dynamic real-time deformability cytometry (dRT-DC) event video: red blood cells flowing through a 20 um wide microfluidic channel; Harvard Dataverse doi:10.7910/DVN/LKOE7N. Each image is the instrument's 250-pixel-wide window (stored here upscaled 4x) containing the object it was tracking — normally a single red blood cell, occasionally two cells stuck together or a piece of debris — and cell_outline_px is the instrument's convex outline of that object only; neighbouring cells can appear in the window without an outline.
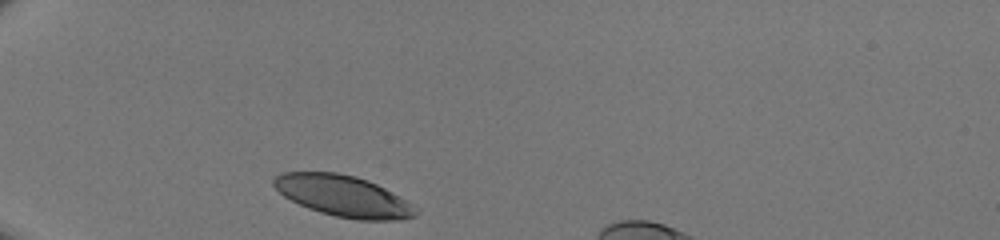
{"species": "human", "species_latin": "Homo sapiens", "temperature_condition": "room temperature", "stored_images_in_passage": 28, "camera_frame_rate_fps": 3000, "um_per_image_px": 0.085, "donor": {"sex": "male"}, "frame": {"image": 1, "passage_image": 1, "time_ms": 0.0, "image_size_px": [1000, 240], "cell_outline_px": [[420, 212], [416, 216], [400, 220], [356, 220], [336, 216], [320, 212], [308, 208], [284, 196], [272, 184], [272, 180], [280, 172], [336, 172], [356, 176], [368, 180], [400, 196], [412, 204]], "centroid_in_image_um": [29.2, 16.66], "position_along_channel_um": 55.8, "area_um2": 34.1}}
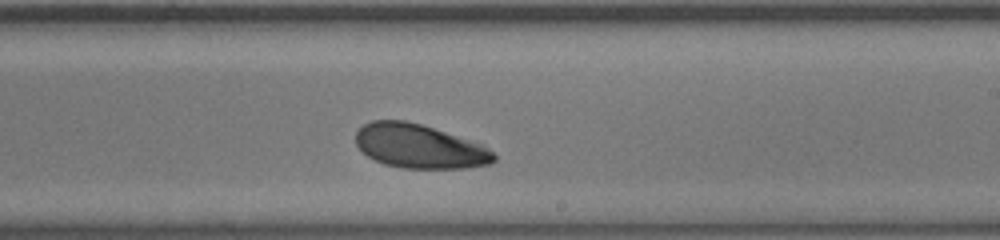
{"frame": {"image": 2, "passage_image": 17, "time_ms": 5.333, "image_size_px": [1000, 240], "cell_outline_px": [[496, 160], [492, 164], [464, 168], [400, 168], [384, 164], [368, 156], [356, 144], [356, 132], [364, 124], [372, 120], [404, 120], [420, 124], [484, 144], [496, 156]], "centroid_in_image_um": [35.67, 12.44], "position_along_channel_um": 253.3, "area_um2": 35.37}}
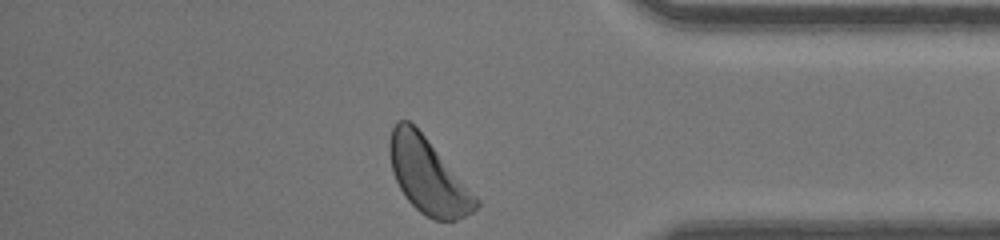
{"frame": {"image": 3, "passage_image": 28, "time_ms": 9.0, "image_size_px": [1000, 240], "cell_outline_px": [[480, 204], [472, 212], [456, 220], [432, 220], [420, 212], [404, 196], [392, 172], [388, 152], [388, 144], [392, 128], [396, 120], [408, 120], [424, 136], [480, 200]], "centroid_in_image_um": [36.34, 14.96], "position_along_channel_um": 398.9, "area_um2": 37.4}}